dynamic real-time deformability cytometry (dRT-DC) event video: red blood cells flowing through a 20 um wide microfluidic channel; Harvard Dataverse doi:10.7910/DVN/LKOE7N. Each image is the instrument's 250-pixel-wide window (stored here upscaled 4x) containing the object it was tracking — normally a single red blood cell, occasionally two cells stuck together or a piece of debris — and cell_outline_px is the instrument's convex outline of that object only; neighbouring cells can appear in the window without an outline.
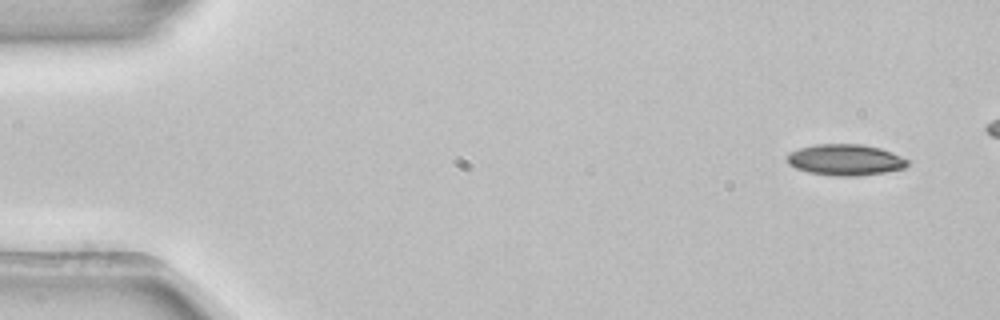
{"species": "common noctule bat (a hibernating species)", "species_latin": "Nyctalus noctula", "temperature_condition": "room temperature", "stored_images_in_passage": 5, "segment_of_instrument_passage": [2, 2], "camera_frame_rate_fps": 3000, "um_per_image_px": 0.085, "animal": {"sex": "female", "body_mass_g": 22.7, "forearm_length_mm": 54.2}, "frame": {"image": 1, "passage_image": 5, "time_ms": 1.333, "image_size_px": [1000, 320], "cell_outline_px": [[908, 164], [904, 168], [884, 172], [856, 176], [836, 176], [808, 172], [796, 168], [788, 164], [788, 152], [800, 148], [816, 144], [860, 144], [880, 148], [892, 152], [908, 160]], "centroid_in_image_um": [71.84, 13.58], "position_along_channel_um": 13.2, "area_um2": 21.73}}